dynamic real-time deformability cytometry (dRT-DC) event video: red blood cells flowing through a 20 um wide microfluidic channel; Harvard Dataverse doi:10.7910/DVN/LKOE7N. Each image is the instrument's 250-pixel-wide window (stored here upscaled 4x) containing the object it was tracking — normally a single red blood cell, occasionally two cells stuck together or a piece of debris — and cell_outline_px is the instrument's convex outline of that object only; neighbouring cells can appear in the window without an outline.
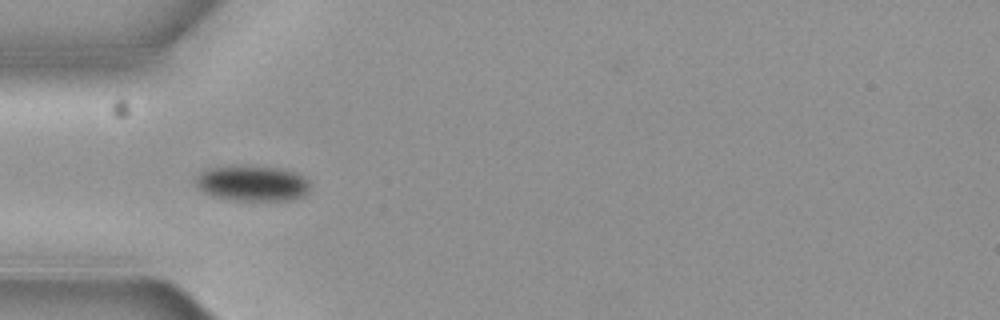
{"species": "common noctule bat (a hibernating species)", "species_latin": "Nyctalus noctula", "temperature_condition": "cold", "stored_images_in_passage": 5, "camera_frame_rate_fps": 3000, "um_per_image_px": 0.085, "animal": {"sex": "female", "body_mass_g": 19.3, "forearm_length_mm": 54.1}, "frame": {"image": 1, "passage_image": 5, "time_ms": 1.333, "image_size_px": [1000, 320], "cell_outline_px": [[308, 192], [304, 196], [292, 200], [232, 200], [212, 196], [204, 192], [196, 184], [196, 176], [200, 172], [216, 168], [276, 168], [296, 172], [304, 176], [308, 180]], "centroid_in_image_um": [21.5, 15.63], "position_along_channel_um": 63.5, "area_um2": 22.89}}